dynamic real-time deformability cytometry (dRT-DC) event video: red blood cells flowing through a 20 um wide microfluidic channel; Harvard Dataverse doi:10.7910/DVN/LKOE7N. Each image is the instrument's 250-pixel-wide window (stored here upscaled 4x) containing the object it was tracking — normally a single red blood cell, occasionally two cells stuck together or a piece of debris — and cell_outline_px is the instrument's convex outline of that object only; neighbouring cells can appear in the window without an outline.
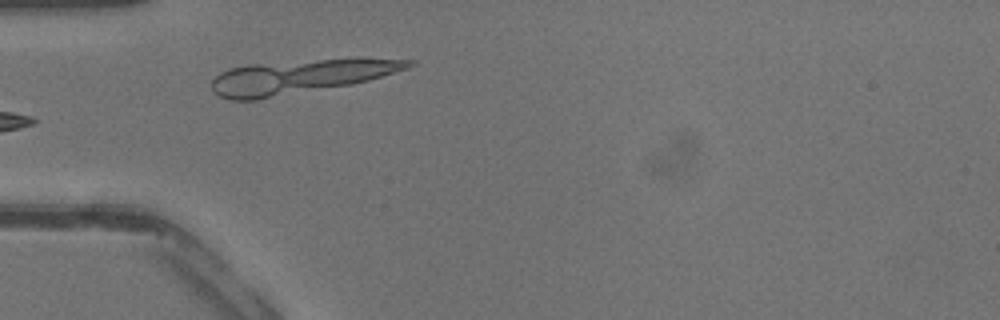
{"species": "common noctule bat (a hibernating species)", "species_latin": "Nyctalus noctula", "temperature_condition": "warm", "stored_images_in_passage": 26, "segment_of_instrument_passage": [1, 2], "camera_frame_rate_fps": 3000, "um_per_image_px": 0.085, "animal": {"sex": "male", "body_mass_g": 13.3}, "frame": {"image": 1, "passage_image": 1, "time_ms": 0.0, "image_size_px": [1000, 320], "cell_outline_px": [[416, 64], [408, 68], [368, 80], [352, 84], [256, 100], [232, 100], [220, 96], [212, 92], [212, 80], [220, 72], [232, 68], [248, 64], [356, 56], [364, 56], [416, 60]], "centroid_in_image_um": [25.62, 6.46], "position_along_channel_um": 59.4, "area_um2": 39.82}}